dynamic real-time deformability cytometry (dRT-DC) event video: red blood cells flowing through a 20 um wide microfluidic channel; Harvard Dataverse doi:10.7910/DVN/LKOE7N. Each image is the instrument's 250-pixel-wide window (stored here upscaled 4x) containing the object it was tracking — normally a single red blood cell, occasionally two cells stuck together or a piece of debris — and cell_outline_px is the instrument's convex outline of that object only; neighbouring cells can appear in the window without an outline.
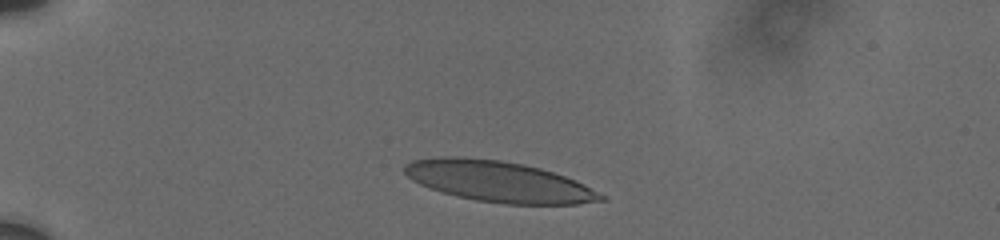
{"species": "human", "species_latin": "Homo sapiens", "temperature_condition": "cold", "stored_images_in_passage": 9, "camera_frame_rate_fps": 3000, "um_per_image_px": 0.085, "donor": {"sex": "male"}, "frame": {"image": 1, "passage_image": 1, "time_ms": 0.0, "image_size_px": [1000, 240], "cell_outline_px": [[608, 200], [576, 204], [504, 204], [476, 200], [456, 196], [420, 184], [412, 180], [404, 172], [404, 164], [412, 160], [436, 156], [464, 156], [500, 160], [524, 164], [540, 168], [576, 180], [608, 196]], "centroid_in_image_um": [42.41, 15.42], "position_along_channel_um": 42.6, "area_um2": 46.99}}
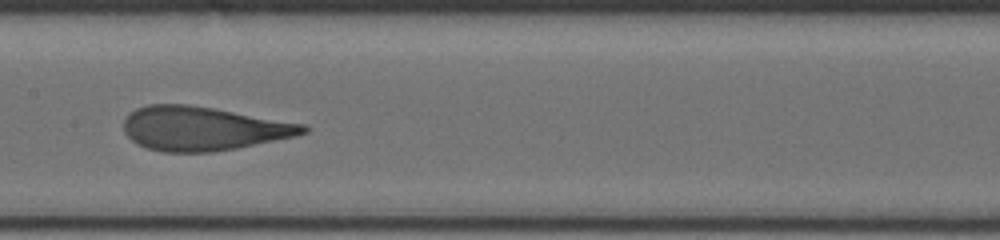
{"frame": {"image": 2, "passage_image": 6, "time_ms": 5.333, "image_size_px": [1000, 240], "cell_outline_px": [[308, 132], [296, 136], [236, 148], [212, 152], [164, 152], [148, 148], [136, 144], [124, 132], [124, 120], [128, 112], [136, 108], [148, 104], [188, 104], [212, 108], [304, 124], [308, 128]], "centroid_in_image_um": [17.21, 10.92], "position_along_channel_um": 190.2, "area_um2": 45.78}}
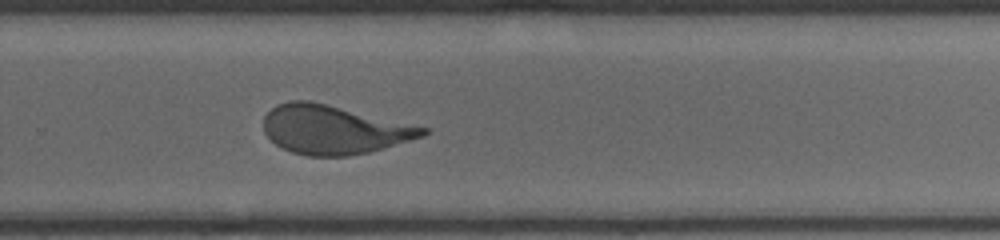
{"frame": {"image": 3, "passage_image": 9, "time_ms": 8.333, "image_size_px": [1000, 240], "cell_outline_px": [[428, 132], [424, 136], [384, 148], [368, 152], [348, 156], [308, 156], [292, 152], [276, 144], [264, 132], [264, 116], [276, 104], [292, 100], [308, 100], [428, 128]], "centroid_in_image_um": [28.34, 11.02], "position_along_channel_um": 301.5, "area_um2": 44.74}}